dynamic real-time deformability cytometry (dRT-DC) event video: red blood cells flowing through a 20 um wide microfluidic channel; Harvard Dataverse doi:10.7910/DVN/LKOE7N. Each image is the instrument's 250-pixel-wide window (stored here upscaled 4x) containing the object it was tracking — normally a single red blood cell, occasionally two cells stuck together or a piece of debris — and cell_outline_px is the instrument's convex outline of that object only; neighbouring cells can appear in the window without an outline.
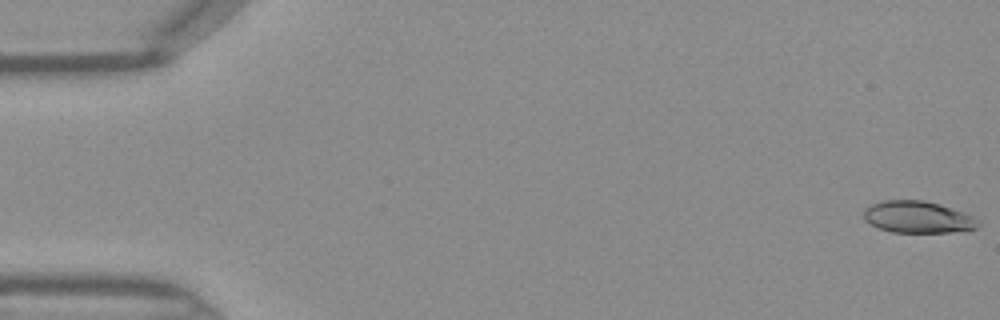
{"species": "Egyptian fruit bat (a non-hibernating species)", "species_latin": "Rousettus aegyptiacus", "temperature_condition": "warm", "stored_images_in_passage": 46, "camera_frame_rate_fps": 3000, "um_per_image_px": 0.085, "frame": {"image": 1, "passage_image": 1, "time_ms": 0.0, "image_size_px": [1000, 320], "cell_outline_px": [[980, 224], [976, 228], [948, 232], [892, 232], [880, 228], [864, 220], [864, 208], [868, 204], [884, 200], [924, 200], [964, 212], [980, 220]], "centroid_in_image_um": [77.98, 18.44], "position_along_channel_um": 7.0, "area_um2": 21.15}}
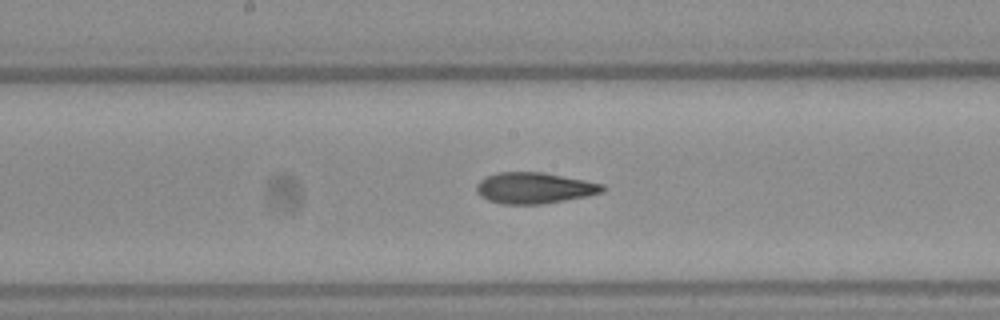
{"frame": {"image": 2, "passage_image": 24, "time_ms": 7.667, "image_size_px": [1000, 320], "cell_outline_px": [[604, 192], [588, 196], [544, 204], [504, 204], [488, 200], [480, 196], [476, 192], [476, 184], [484, 176], [496, 172], [544, 172], [604, 184]], "centroid_in_image_um": [45.4, 15.97], "position_along_channel_um": 202.8, "area_um2": 23.06}}
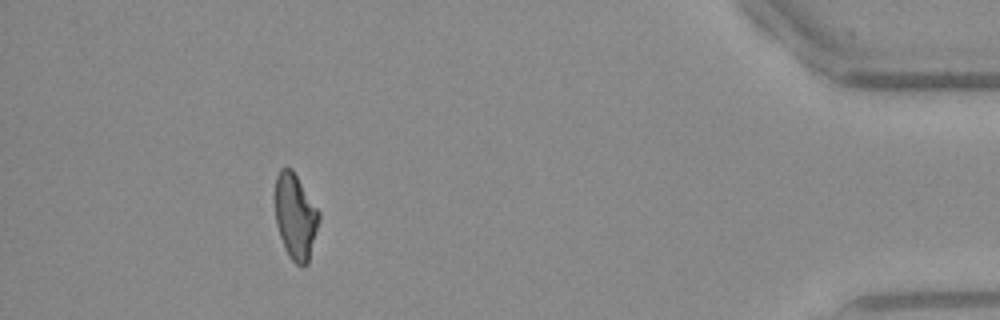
{"frame": {"image": 3, "passage_image": 42, "time_ms": 13.667, "image_size_px": [1000, 320], "cell_outline_px": [[320, 220], [308, 264], [304, 268], [300, 268], [288, 256], [284, 248], [276, 224], [276, 176], [280, 168], [292, 168], [320, 212]], "centroid_in_image_um": [25.13, 18.45], "position_along_channel_um": 410.1, "area_um2": 22.08}}